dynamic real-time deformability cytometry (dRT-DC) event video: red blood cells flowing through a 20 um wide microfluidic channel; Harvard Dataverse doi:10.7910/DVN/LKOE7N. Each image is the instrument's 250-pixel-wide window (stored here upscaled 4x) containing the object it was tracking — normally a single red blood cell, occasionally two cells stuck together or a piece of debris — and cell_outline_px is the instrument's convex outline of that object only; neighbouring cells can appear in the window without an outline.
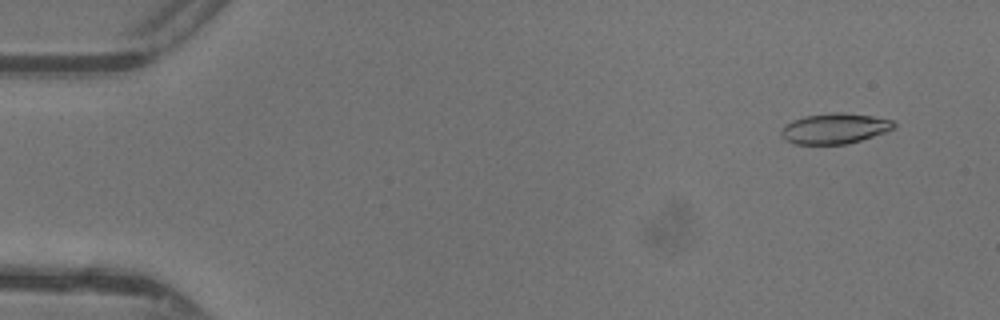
{"species": "common noctule bat (a hibernating species)", "species_latin": "Nyctalus noctula", "temperature_condition": "warm", "stored_images_in_passage": 12, "camera_frame_rate_fps": 3000, "um_per_image_px": 0.085, "animal": {"sex": "female"}, "frame": {"image": 1, "passage_image": 4, "time_ms": 1.0, "image_size_px": [1000, 320], "cell_outline_px": [[896, 128], [848, 144], [796, 144], [784, 140], [780, 136], [780, 132], [784, 124], [792, 120], [804, 116], [836, 112], [840, 112], [872, 116], [892, 120], [896, 124]], "centroid_in_image_um": [70.9, 10.92], "position_along_channel_um": 14.1, "area_um2": 20.06}}